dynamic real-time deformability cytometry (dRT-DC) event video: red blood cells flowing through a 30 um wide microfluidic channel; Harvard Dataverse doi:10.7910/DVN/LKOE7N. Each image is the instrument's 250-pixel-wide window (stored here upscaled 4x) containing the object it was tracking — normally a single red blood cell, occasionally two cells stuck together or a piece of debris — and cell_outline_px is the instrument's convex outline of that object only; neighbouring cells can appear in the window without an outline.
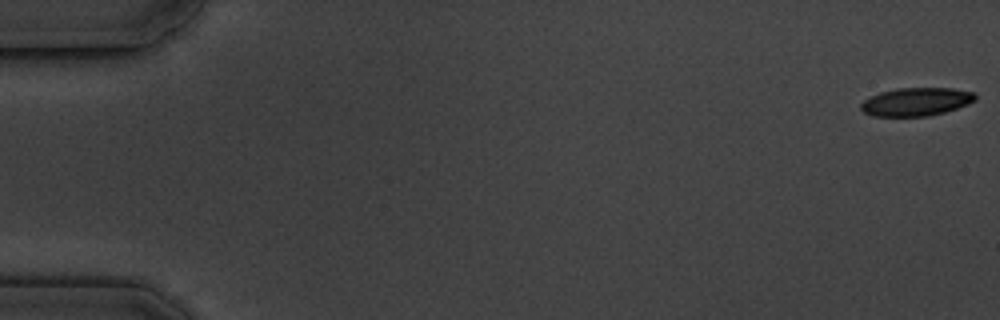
{"species": "common noctule bat (a hibernating species)", "species_latin": "Nyctalus noctula", "temperature_condition": "cold", "stored_images_in_passage": 6, "camera_frame_rate_fps": 3000, "um_per_image_px": 0.085, "animal": {"sex": "male", "body_mass_g": 19.5, "forearm_length_mm": 54.6}, "frame": {"image": 1, "passage_image": 1, "time_ms": 0.0, "image_size_px": [1000, 320], "cell_outline_px": [[976, 100], [968, 104], [944, 112], [928, 116], [872, 116], [864, 112], [860, 108], [860, 104], [864, 100], [880, 92], [896, 88], [952, 88], [976, 92]], "centroid_in_image_um": [77.89, 8.64], "position_along_channel_um": 7.1, "area_um2": 18.84}}
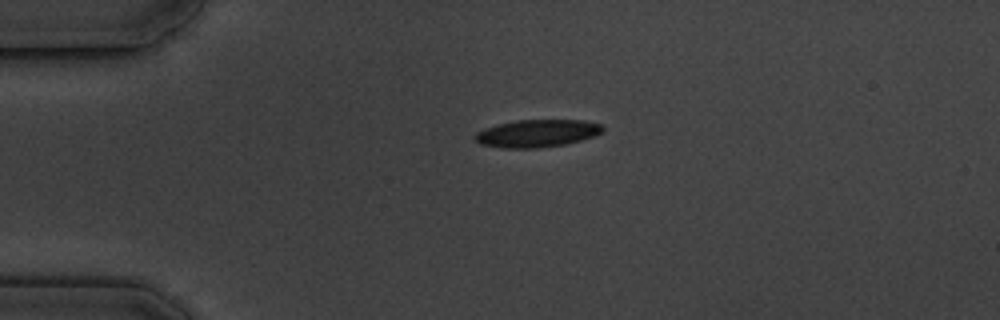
{"frame": {"image": 2, "passage_image": 5, "time_ms": 4.333, "image_size_px": [1000, 320], "cell_outline_px": [[604, 132], [580, 140], [564, 144], [536, 148], [500, 148], [480, 144], [472, 136], [476, 132], [484, 128], [516, 120], [584, 120], [600, 124], [604, 128]], "centroid_in_image_um": [45.62, 11.33], "position_along_channel_um": 39.4, "area_um2": 20.46}}